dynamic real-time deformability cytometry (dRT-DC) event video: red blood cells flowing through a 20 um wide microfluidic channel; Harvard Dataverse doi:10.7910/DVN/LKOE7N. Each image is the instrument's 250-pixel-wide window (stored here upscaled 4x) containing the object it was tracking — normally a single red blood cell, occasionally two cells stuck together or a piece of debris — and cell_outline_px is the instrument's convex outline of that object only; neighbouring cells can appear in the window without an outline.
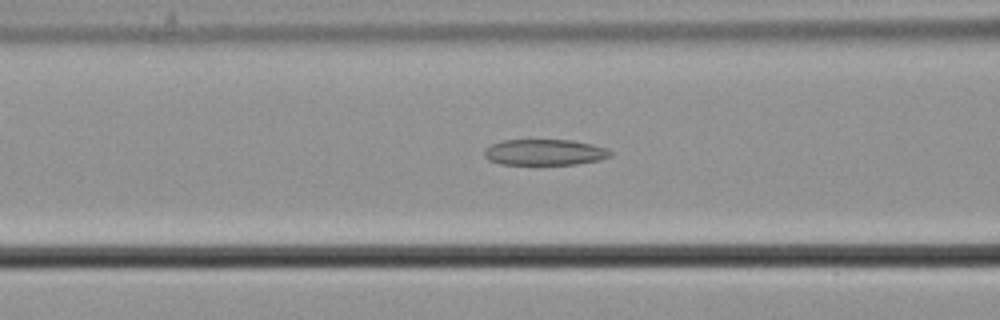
{"species": "common noctule bat (a hibernating species)", "species_latin": "Nyctalus noctula", "temperature_condition": "cold", "stored_images_in_passage": 46, "segment_of_instrument_passage": [1, 2], "camera_frame_rate_fps": 3000, "um_per_image_px": 0.085, "animal": {"sex": "male", "body_mass_g": 21.5, "forearm_length_mm": 52.0}, "frame": {"image": 1, "passage_image": 23, "time_ms": 7.333, "image_size_px": [1000, 320], "cell_outline_px": [[612, 156], [600, 160], [576, 164], [540, 168], [536, 168], [500, 164], [488, 160], [484, 156], [484, 152], [492, 144], [504, 140], [572, 140], [592, 144], [604, 148], [612, 152]], "centroid_in_image_um": [46.28, 13.01], "position_along_channel_um": 120.3, "area_um2": 20.11}}
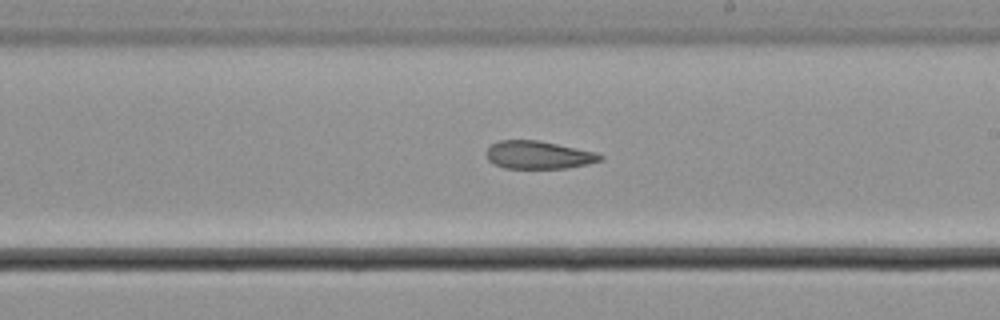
{"frame": {"image": 2, "passage_image": 33, "time_ms": 10.667, "image_size_px": [1000, 320], "cell_outline_px": [[604, 156], [600, 160], [588, 164], [568, 168], [504, 168], [488, 160], [488, 148], [492, 144], [500, 140], [536, 140], [596, 152]], "centroid_in_image_um": [45.79, 13.17], "position_along_channel_um": 243.2, "area_um2": 18.21}}
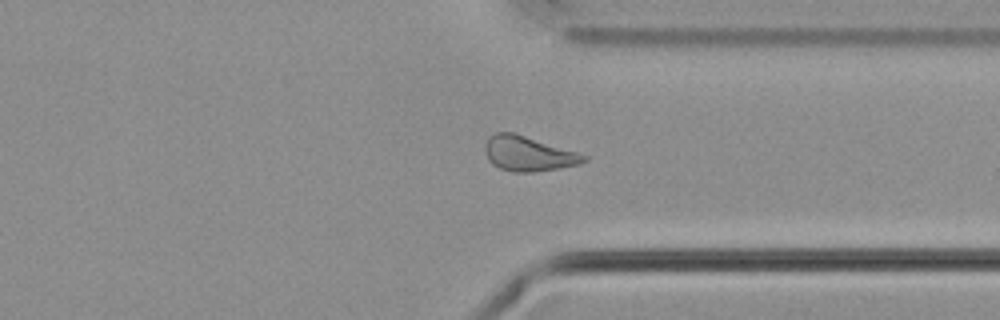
{"frame": {"image": 3, "passage_image": 43, "time_ms": 14.0, "image_size_px": [1000, 320], "cell_outline_px": [[588, 160], [580, 164], [560, 168], [532, 172], [512, 172], [500, 168], [492, 164], [488, 160], [484, 148], [488, 136], [496, 132], [512, 132], [576, 152], [588, 156]], "centroid_in_image_um": [44.88, 13.07], "position_along_channel_um": 366.5, "area_um2": 19.94}}